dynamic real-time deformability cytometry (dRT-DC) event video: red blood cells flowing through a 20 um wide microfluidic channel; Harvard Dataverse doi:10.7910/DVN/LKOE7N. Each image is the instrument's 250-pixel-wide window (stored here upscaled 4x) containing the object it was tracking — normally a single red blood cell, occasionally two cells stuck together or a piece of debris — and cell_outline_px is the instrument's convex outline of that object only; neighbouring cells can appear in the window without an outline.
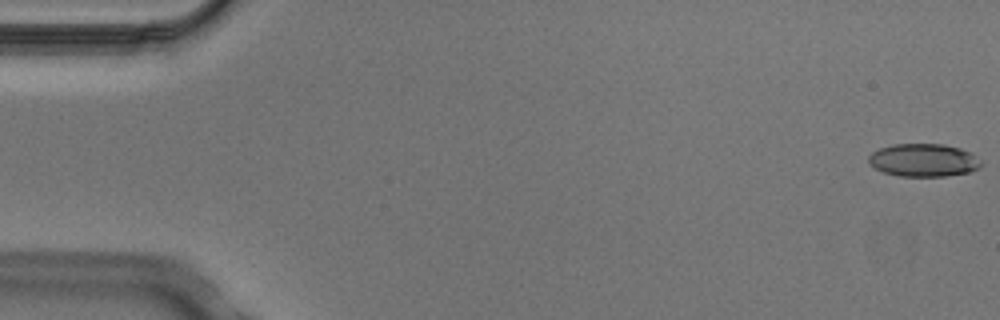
{"species": "Egyptian fruit bat (a non-hibernating species)", "species_latin": "Rousettus aegyptiacus", "temperature_condition": "cold", "stored_images_in_passage": 5, "camera_frame_rate_fps": 3000, "um_per_image_px": 0.085, "animal": {"sex": "male"}, "frame": {"image": 1, "passage_image": 1, "time_ms": 0.0, "image_size_px": [1000, 320], "cell_outline_px": [[984, 164], [980, 168], [968, 172], [944, 176], [900, 176], [884, 172], [868, 164], [868, 156], [872, 152], [880, 148], [892, 144], [944, 144], [960, 148], [972, 152]], "centroid_in_image_um": [78.52, 13.61], "position_along_channel_um": 6.5, "area_um2": 21.73}}
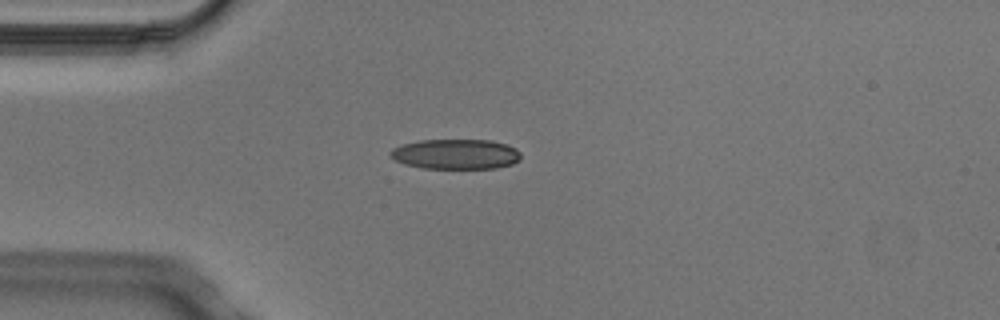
{"frame": {"image": 2, "passage_image": 4, "time_ms": 1.0, "image_size_px": [1000, 320], "cell_outline_px": [[520, 160], [512, 164], [496, 168], [424, 168], [404, 164], [388, 156], [388, 152], [392, 148], [404, 144], [420, 140], [492, 140], [516, 148], [520, 152]], "centroid_in_image_um": [38.72, 13.1], "position_along_channel_um": 46.3, "area_um2": 22.89}}